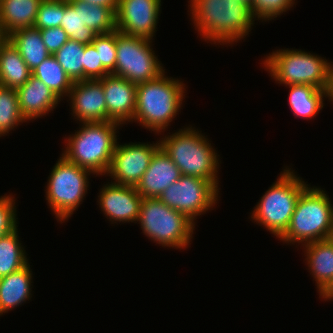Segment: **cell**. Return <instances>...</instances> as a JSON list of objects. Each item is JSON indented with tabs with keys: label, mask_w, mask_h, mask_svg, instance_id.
I'll return each mask as SVG.
<instances>
[{
	"label": "cell",
	"mask_w": 333,
	"mask_h": 333,
	"mask_svg": "<svg viewBox=\"0 0 333 333\" xmlns=\"http://www.w3.org/2000/svg\"><path fill=\"white\" fill-rule=\"evenodd\" d=\"M71 1L81 8L83 26H87L97 35L108 34L116 30V12L112 8L80 0Z\"/></svg>",
	"instance_id": "484cf974"
},
{
	"label": "cell",
	"mask_w": 333,
	"mask_h": 333,
	"mask_svg": "<svg viewBox=\"0 0 333 333\" xmlns=\"http://www.w3.org/2000/svg\"><path fill=\"white\" fill-rule=\"evenodd\" d=\"M32 275L28 263L25 267L0 278V316L31 299Z\"/></svg>",
	"instance_id": "d6986e66"
},
{
	"label": "cell",
	"mask_w": 333,
	"mask_h": 333,
	"mask_svg": "<svg viewBox=\"0 0 333 333\" xmlns=\"http://www.w3.org/2000/svg\"><path fill=\"white\" fill-rule=\"evenodd\" d=\"M32 75L41 80L61 100L67 97L73 81L53 55L46 58L33 71Z\"/></svg>",
	"instance_id": "d4e9b609"
},
{
	"label": "cell",
	"mask_w": 333,
	"mask_h": 333,
	"mask_svg": "<svg viewBox=\"0 0 333 333\" xmlns=\"http://www.w3.org/2000/svg\"><path fill=\"white\" fill-rule=\"evenodd\" d=\"M181 176L179 168L160 147L152 156L150 165L136 185V189L143 198H158Z\"/></svg>",
	"instance_id": "e0dca14e"
},
{
	"label": "cell",
	"mask_w": 333,
	"mask_h": 333,
	"mask_svg": "<svg viewBox=\"0 0 333 333\" xmlns=\"http://www.w3.org/2000/svg\"><path fill=\"white\" fill-rule=\"evenodd\" d=\"M194 128L188 126L171 135H165L159 140L160 147L182 175L203 178L219 186V155L207 135Z\"/></svg>",
	"instance_id": "277c9868"
},
{
	"label": "cell",
	"mask_w": 333,
	"mask_h": 333,
	"mask_svg": "<svg viewBox=\"0 0 333 333\" xmlns=\"http://www.w3.org/2000/svg\"><path fill=\"white\" fill-rule=\"evenodd\" d=\"M310 274L320 293L333 279V237L302 246Z\"/></svg>",
	"instance_id": "ffe728a7"
},
{
	"label": "cell",
	"mask_w": 333,
	"mask_h": 333,
	"mask_svg": "<svg viewBox=\"0 0 333 333\" xmlns=\"http://www.w3.org/2000/svg\"><path fill=\"white\" fill-rule=\"evenodd\" d=\"M285 168L250 213L252 221L263 225L276 238H280L288 229L296 202L309 186L294 170Z\"/></svg>",
	"instance_id": "52a82bcc"
},
{
	"label": "cell",
	"mask_w": 333,
	"mask_h": 333,
	"mask_svg": "<svg viewBox=\"0 0 333 333\" xmlns=\"http://www.w3.org/2000/svg\"><path fill=\"white\" fill-rule=\"evenodd\" d=\"M81 128L64 141L62 155L94 175H106L117 144V129L122 125L114 122L81 123Z\"/></svg>",
	"instance_id": "3957f363"
},
{
	"label": "cell",
	"mask_w": 333,
	"mask_h": 333,
	"mask_svg": "<svg viewBox=\"0 0 333 333\" xmlns=\"http://www.w3.org/2000/svg\"><path fill=\"white\" fill-rule=\"evenodd\" d=\"M152 41L117 30V56L112 75L125 78L136 85L161 76L165 69L151 47Z\"/></svg>",
	"instance_id": "30bf717a"
},
{
	"label": "cell",
	"mask_w": 333,
	"mask_h": 333,
	"mask_svg": "<svg viewBox=\"0 0 333 333\" xmlns=\"http://www.w3.org/2000/svg\"><path fill=\"white\" fill-rule=\"evenodd\" d=\"M100 56V62L103 68L112 74L116 64V45H117V30L108 33L100 34L94 38L92 42Z\"/></svg>",
	"instance_id": "d6a6232c"
},
{
	"label": "cell",
	"mask_w": 333,
	"mask_h": 333,
	"mask_svg": "<svg viewBox=\"0 0 333 333\" xmlns=\"http://www.w3.org/2000/svg\"><path fill=\"white\" fill-rule=\"evenodd\" d=\"M238 1H242V2H244V3H246V4H248V5L251 6V1L252 0H238Z\"/></svg>",
	"instance_id": "60d3db41"
},
{
	"label": "cell",
	"mask_w": 333,
	"mask_h": 333,
	"mask_svg": "<svg viewBox=\"0 0 333 333\" xmlns=\"http://www.w3.org/2000/svg\"><path fill=\"white\" fill-rule=\"evenodd\" d=\"M8 40L18 50L31 71L51 55L43 43L38 28L19 29L8 35Z\"/></svg>",
	"instance_id": "603a6c76"
},
{
	"label": "cell",
	"mask_w": 333,
	"mask_h": 333,
	"mask_svg": "<svg viewBox=\"0 0 333 333\" xmlns=\"http://www.w3.org/2000/svg\"><path fill=\"white\" fill-rule=\"evenodd\" d=\"M89 4H95V5H100L104 7H110L112 8L115 12L118 7V1L119 0H80Z\"/></svg>",
	"instance_id": "8d00e7d4"
},
{
	"label": "cell",
	"mask_w": 333,
	"mask_h": 333,
	"mask_svg": "<svg viewBox=\"0 0 333 333\" xmlns=\"http://www.w3.org/2000/svg\"><path fill=\"white\" fill-rule=\"evenodd\" d=\"M319 298H323L324 301L333 300V279L329 284L319 293Z\"/></svg>",
	"instance_id": "74e56055"
},
{
	"label": "cell",
	"mask_w": 333,
	"mask_h": 333,
	"mask_svg": "<svg viewBox=\"0 0 333 333\" xmlns=\"http://www.w3.org/2000/svg\"><path fill=\"white\" fill-rule=\"evenodd\" d=\"M32 75L18 50L7 40L0 48V85L18 89Z\"/></svg>",
	"instance_id": "cb8c5ba5"
},
{
	"label": "cell",
	"mask_w": 333,
	"mask_h": 333,
	"mask_svg": "<svg viewBox=\"0 0 333 333\" xmlns=\"http://www.w3.org/2000/svg\"><path fill=\"white\" fill-rule=\"evenodd\" d=\"M15 201L11 194L0 196V238L18 229Z\"/></svg>",
	"instance_id": "836d02e7"
},
{
	"label": "cell",
	"mask_w": 333,
	"mask_h": 333,
	"mask_svg": "<svg viewBox=\"0 0 333 333\" xmlns=\"http://www.w3.org/2000/svg\"><path fill=\"white\" fill-rule=\"evenodd\" d=\"M24 122L27 121L20 111L16 89L0 85V137Z\"/></svg>",
	"instance_id": "f1b7e54d"
},
{
	"label": "cell",
	"mask_w": 333,
	"mask_h": 333,
	"mask_svg": "<svg viewBox=\"0 0 333 333\" xmlns=\"http://www.w3.org/2000/svg\"><path fill=\"white\" fill-rule=\"evenodd\" d=\"M295 0H252L251 11L256 20L270 21L295 5Z\"/></svg>",
	"instance_id": "1f68e13d"
},
{
	"label": "cell",
	"mask_w": 333,
	"mask_h": 333,
	"mask_svg": "<svg viewBox=\"0 0 333 333\" xmlns=\"http://www.w3.org/2000/svg\"><path fill=\"white\" fill-rule=\"evenodd\" d=\"M190 2V3H189ZM195 30L212 44H234L249 35L256 18L250 5L238 0H190Z\"/></svg>",
	"instance_id": "6da1fadb"
},
{
	"label": "cell",
	"mask_w": 333,
	"mask_h": 333,
	"mask_svg": "<svg viewBox=\"0 0 333 333\" xmlns=\"http://www.w3.org/2000/svg\"><path fill=\"white\" fill-rule=\"evenodd\" d=\"M61 27L70 40L78 41L85 45L91 44L97 36L93 30L83 26L81 8L77 7L71 0H64V15Z\"/></svg>",
	"instance_id": "f546056e"
},
{
	"label": "cell",
	"mask_w": 333,
	"mask_h": 333,
	"mask_svg": "<svg viewBox=\"0 0 333 333\" xmlns=\"http://www.w3.org/2000/svg\"><path fill=\"white\" fill-rule=\"evenodd\" d=\"M40 33L43 43L51 55H54L69 40L62 27L43 29L40 30Z\"/></svg>",
	"instance_id": "d590c367"
},
{
	"label": "cell",
	"mask_w": 333,
	"mask_h": 333,
	"mask_svg": "<svg viewBox=\"0 0 333 333\" xmlns=\"http://www.w3.org/2000/svg\"><path fill=\"white\" fill-rule=\"evenodd\" d=\"M43 0H0V25L6 35L19 29L34 27Z\"/></svg>",
	"instance_id": "44dd1931"
},
{
	"label": "cell",
	"mask_w": 333,
	"mask_h": 333,
	"mask_svg": "<svg viewBox=\"0 0 333 333\" xmlns=\"http://www.w3.org/2000/svg\"><path fill=\"white\" fill-rule=\"evenodd\" d=\"M84 49L85 44L69 39L53 55L73 82L84 80Z\"/></svg>",
	"instance_id": "83f0119b"
},
{
	"label": "cell",
	"mask_w": 333,
	"mask_h": 333,
	"mask_svg": "<svg viewBox=\"0 0 333 333\" xmlns=\"http://www.w3.org/2000/svg\"><path fill=\"white\" fill-rule=\"evenodd\" d=\"M161 0H119L116 30L153 40L161 12Z\"/></svg>",
	"instance_id": "4fadbf2b"
},
{
	"label": "cell",
	"mask_w": 333,
	"mask_h": 333,
	"mask_svg": "<svg viewBox=\"0 0 333 333\" xmlns=\"http://www.w3.org/2000/svg\"><path fill=\"white\" fill-rule=\"evenodd\" d=\"M99 80L103 85L107 117L120 125L132 122L136 108L137 85L112 74Z\"/></svg>",
	"instance_id": "2e32d148"
},
{
	"label": "cell",
	"mask_w": 333,
	"mask_h": 333,
	"mask_svg": "<svg viewBox=\"0 0 333 333\" xmlns=\"http://www.w3.org/2000/svg\"><path fill=\"white\" fill-rule=\"evenodd\" d=\"M159 148V140L152 144L131 142L119 145L117 142L107 176L113 178L111 182L115 184L136 187Z\"/></svg>",
	"instance_id": "7c38bea8"
},
{
	"label": "cell",
	"mask_w": 333,
	"mask_h": 333,
	"mask_svg": "<svg viewBox=\"0 0 333 333\" xmlns=\"http://www.w3.org/2000/svg\"><path fill=\"white\" fill-rule=\"evenodd\" d=\"M8 40V36L4 32L2 26L0 25V48Z\"/></svg>",
	"instance_id": "f35d334b"
},
{
	"label": "cell",
	"mask_w": 333,
	"mask_h": 333,
	"mask_svg": "<svg viewBox=\"0 0 333 333\" xmlns=\"http://www.w3.org/2000/svg\"><path fill=\"white\" fill-rule=\"evenodd\" d=\"M64 0H43L39 6L34 27L40 30L61 27Z\"/></svg>",
	"instance_id": "4dcf8cb0"
},
{
	"label": "cell",
	"mask_w": 333,
	"mask_h": 333,
	"mask_svg": "<svg viewBox=\"0 0 333 333\" xmlns=\"http://www.w3.org/2000/svg\"><path fill=\"white\" fill-rule=\"evenodd\" d=\"M320 187L308 186L299 196L288 229L279 238L301 246L333 237V206Z\"/></svg>",
	"instance_id": "5b68a950"
},
{
	"label": "cell",
	"mask_w": 333,
	"mask_h": 333,
	"mask_svg": "<svg viewBox=\"0 0 333 333\" xmlns=\"http://www.w3.org/2000/svg\"><path fill=\"white\" fill-rule=\"evenodd\" d=\"M164 72L155 80L137 84L136 108L132 122L159 135L170 126L185 99V84Z\"/></svg>",
	"instance_id": "7a4b0ae2"
},
{
	"label": "cell",
	"mask_w": 333,
	"mask_h": 333,
	"mask_svg": "<svg viewBox=\"0 0 333 333\" xmlns=\"http://www.w3.org/2000/svg\"><path fill=\"white\" fill-rule=\"evenodd\" d=\"M220 188L212 181L182 175L158 197L165 205L185 214L191 221L217 204Z\"/></svg>",
	"instance_id": "8fae6325"
},
{
	"label": "cell",
	"mask_w": 333,
	"mask_h": 333,
	"mask_svg": "<svg viewBox=\"0 0 333 333\" xmlns=\"http://www.w3.org/2000/svg\"><path fill=\"white\" fill-rule=\"evenodd\" d=\"M288 102L294 116L312 119L324 106V99L329 98L330 89H319L308 84L289 85Z\"/></svg>",
	"instance_id": "7402d4cb"
},
{
	"label": "cell",
	"mask_w": 333,
	"mask_h": 333,
	"mask_svg": "<svg viewBox=\"0 0 333 333\" xmlns=\"http://www.w3.org/2000/svg\"><path fill=\"white\" fill-rule=\"evenodd\" d=\"M16 92L20 111L27 122L51 113L61 101L50 88L33 75L16 89Z\"/></svg>",
	"instance_id": "ac0fdd59"
},
{
	"label": "cell",
	"mask_w": 333,
	"mask_h": 333,
	"mask_svg": "<svg viewBox=\"0 0 333 333\" xmlns=\"http://www.w3.org/2000/svg\"><path fill=\"white\" fill-rule=\"evenodd\" d=\"M137 222L151 241L180 250L191 244L196 224L159 198H143Z\"/></svg>",
	"instance_id": "ba28073f"
},
{
	"label": "cell",
	"mask_w": 333,
	"mask_h": 333,
	"mask_svg": "<svg viewBox=\"0 0 333 333\" xmlns=\"http://www.w3.org/2000/svg\"><path fill=\"white\" fill-rule=\"evenodd\" d=\"M265 69L277 83L308 84L319 89H330L333 64L321 56L300 49H279L266 55Z\"/></svg>",
	"instance_id": "8992f818"
},
{
	"label": "cell",
	"mask_w": 333,
	"mask_h": 333,
	"mask_svg": "<svg viewBox=\"0 0 333 333\" xmlns=\"http://www.w3.org/2000/svg\"><path fill=\"white\" fill-rule=\"evenodd\" d=\"M91 171L69 162L63 155L48 176L46 200L57 221L63 223L83 202L89 190Z\"/></svg>",
	"instance_id": "9c48e42d"
},
{
	"label": "cell",
	"mask_w": 333,
	"mask_h": 333,
	"mask_svg": "<svg viewBox=\"0 0 333 333\" xmlns=\"http://www.w3.org/2000/svg\"><path fill=\"white\" fill-rule=\"evenodd\" d=\"M330 102L332 101L333 103V72H332V81H331V87H330V90H329V98Z\"/></svg>",
	"instance_id": "ab89813d"
},
{
	"label": "cell",
	"mask_w": 333,
	"mask_h": 333,
	"mask_svg": "<svg viewBox=\"0 0 333 333\" xmlns=\"http://www.w3.org/2000/svg\"><path fill=\"white\" fill-rule=\"evenodd\" d=\"M18 233L17 229L0 238V278L25 267L29 263Z\"/></svg>",
	"instance_id": "4316f807"
},
{
	"label": "cell",
	"mask_w": 333,
	"mask_h": 333,
	"mask_svg": "<svg viewBox=\"0 0 333 333\" xmlns=\"http://www.w3.org/2000/svg\"><path fill=\"white\" fill-rule=\"evenodd\" d=\"M109 73L103 68L100 56L94 45L87 44L84 49V80L101 79Z\"/></svg>",
	"instance_id": "e575fe53"
},
{
	"label": "cell",
	"mask_w": 333,
	"mask_h": 333,
	"mask_svg": "<svg viewBox=\"0 0 333 333\" xmlns=\"http://www.w3.org/2000/svg\"><path fill=\"white\" fill-rule=\"evenodd\" d=\"M100 190L97 202L112 224L137 223L143 197L135 186L108 182Z\"/></svg>",
	"instance_id": "5bb4252c"
},
{
	"label": "cell",
	"mask_w": 333,
	"mask_h": 333,
	"mask_svg": "<svg viewBox=\"0 0 333 333\" xmlns=\"http://www.w3.org/2000/svg\"><path fill=\"white\" fill-rule=\"evenodd\" d=\"M76 121L94 123L111 121L107 117V106L103 85L99 79L74 81L67 96Z\"/></svg>",
	"instance_id": "9a60e30c"
}]
</instances>
